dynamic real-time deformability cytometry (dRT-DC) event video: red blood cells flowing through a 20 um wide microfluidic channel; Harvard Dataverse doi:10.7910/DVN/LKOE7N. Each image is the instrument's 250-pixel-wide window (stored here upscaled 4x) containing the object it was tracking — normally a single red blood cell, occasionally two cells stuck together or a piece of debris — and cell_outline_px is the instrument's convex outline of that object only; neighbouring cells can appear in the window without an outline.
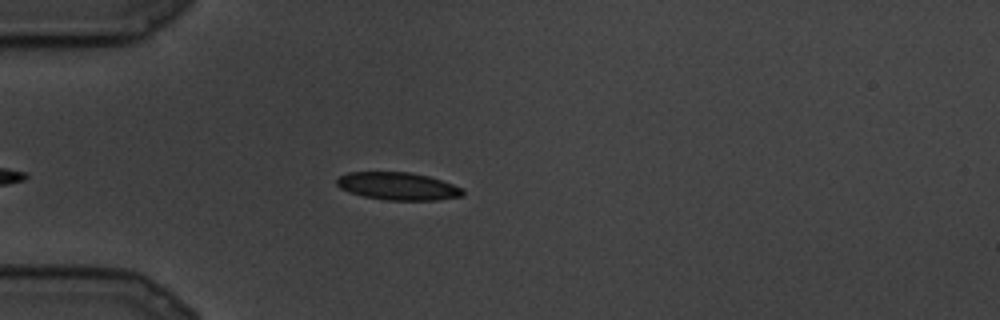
{"species": "common noctule bat (a hibernating species)", "species_latin": "Nyctalus noctula", "temperature_condition": "cold", "stored_images_in_passage": 5, "camera_frame_rate_fps": 3000, "um_per_image_px": 0.085, "animal": {"sex": "male", "body_mass_g": 19.5, "forearm_length_mm": 54.6}, "frame": {"image": 1, "passage_image": 1, "time_ms": 0.0, "image_size_px": [1000, 320], "cell_outline_px": [[464, 196], [440, 200], [384, 200], [364, 196], [340, 188], [336, 184], [336, 180], [340, 176], [348, 172], [408, 172], [428, 176], [464, 188]], "centroid_in_image_um": [33.86, 15.83], "position_along_channel_um": 51.1, "area_um2": 20.29}}
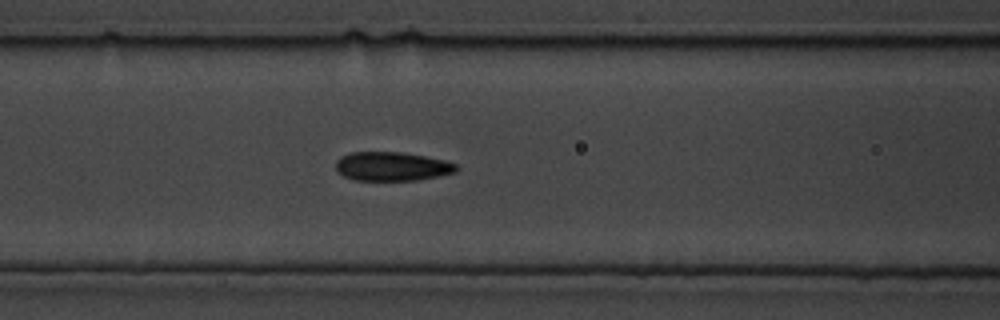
{"frame": {"image": 2, "passage_image": 5, "time_ms": 1.333, "image_size_px": [1000, 320], "cell_outline_px": [[460, 168], [456, 172], [416, 180], [352, 180], [344, 176], [336, 168], [336, 160], [340, 156], [348, 152], [404, 152], [444, 160], [456, 164]], "centroid_in_image_um": [33.3, 14.13], "position_along_channel_um": 133.3, "area_um2": 20.35}}